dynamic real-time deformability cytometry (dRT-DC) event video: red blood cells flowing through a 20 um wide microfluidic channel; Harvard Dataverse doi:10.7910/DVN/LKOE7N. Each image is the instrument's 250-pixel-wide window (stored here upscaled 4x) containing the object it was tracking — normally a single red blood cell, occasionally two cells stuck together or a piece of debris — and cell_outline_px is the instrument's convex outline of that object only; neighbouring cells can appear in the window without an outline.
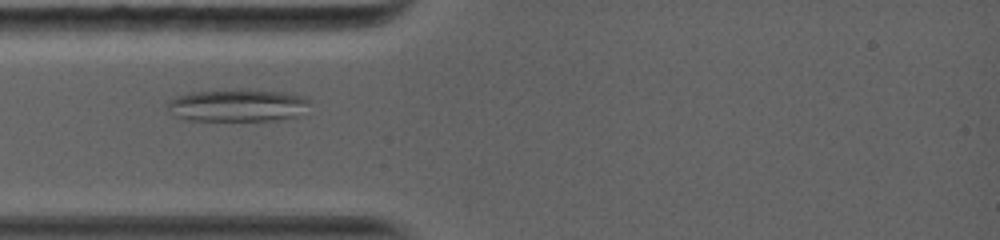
{"species": "common noctule bat (a hibernating species)", "species_latin": "Nyctalus noctula", "temperature_condition": "warm", "stored_images_in_passage": 7, "camera_frame_rate_fps": 5000, "um_per_image_px": 0.085, "animal": {"sex": "female", "body_mass_g": 19.0, "forearm_length_mm": 56.7}, "frame": {"image": 1, "passage_image": 4, "time_ms": 2.8, "image_size_px": [1000, 240], "cell_outline_px": [[308, 100], [304, 116], [272, 120], [188, 120], [176, 116], [168, 108], [168, 100], [176, 96], [192, 92], [284, 92], [304, 96]], "centroid_in_image_um": [20.23, 9.0], "position_along_channel_um": 64.8, "area_um2": 25.84}}
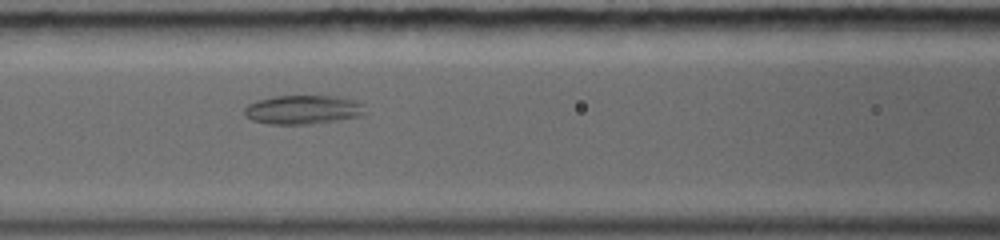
{"frame": {"image": 2, "passage_image": 6, "time_ms": 4.8, "image_size_px": [1000, 240], "cell_outline_px": [[364, 116], [312, 124], [268, 124], [252, 120], [244, 116], [244, 108], [248, 104], [256, 100], [276, 96], [336, 96], [352, 100], [364, 104]], "centroid_in_image_um": [25.74, 9.33], "position_along_channel_um": 140.9, "area_um2": 20.52}}
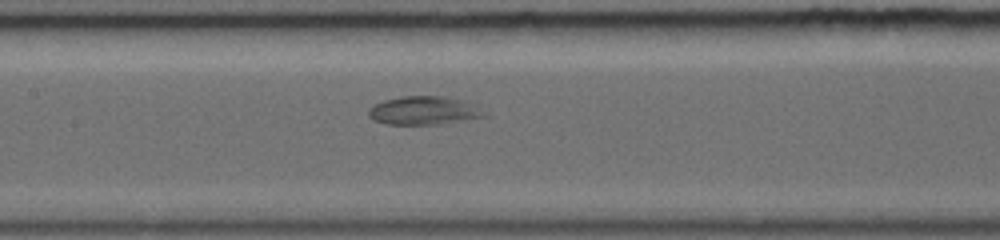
{"frame": {"image": 3, "passage_image": 7, "time_ms": 5.6, "image_size_px": [1000, 240], "cell_outline_px": [[488, 116], [440, 124], [384, 124], [372, 120], [368, 116], [368, 108], [384, 100], [404, 96], [444, 96], [468, 100], [476, 104]], "centroid_in_image_um": [36.05, 9.39], "position_along_channel_um": 171.3, "area_um2": 19.42}}